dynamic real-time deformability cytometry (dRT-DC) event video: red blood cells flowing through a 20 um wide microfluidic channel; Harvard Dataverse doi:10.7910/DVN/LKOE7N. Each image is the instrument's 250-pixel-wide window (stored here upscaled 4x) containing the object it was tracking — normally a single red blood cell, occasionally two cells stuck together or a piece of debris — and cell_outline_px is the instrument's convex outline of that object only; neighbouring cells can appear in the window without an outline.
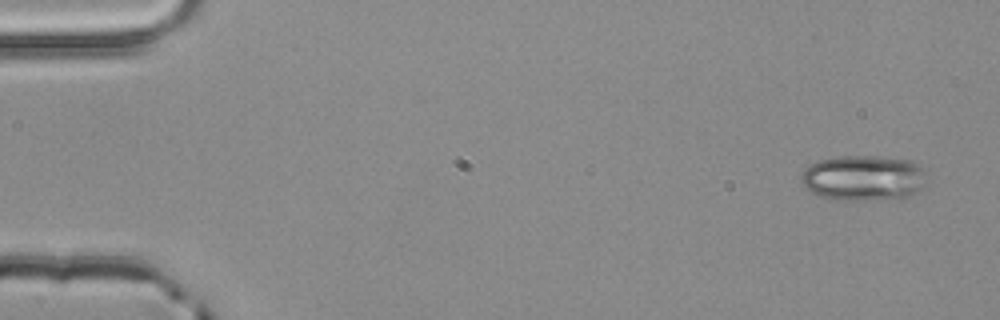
{"species": "common noctule bat (a hibernating species)", "species_latin": "Nyctalus noctula", "temperature_condition": "room temperature", "stored_images_in_passage": 4, "camera_frame_rate_fps": 3000, "um_per_image_px": 0.085, "animal": {"sex": "male", "body_mass_g": 20.4}, "frame": {"image": 1, "passage_image": 1, "time_ms": 0.0, "image_size_px": [1000, 320], "cell_outline_px": [[924, 184], [916, 192], [904, 200], [836, 200], [820, 196], [812, 192], [800, 180], [800, 176], [804, 168], [820, 160], [840, 156], [876, 156], [912, 160], [920, 164], [924, 168]], "centroid_in_image_um": [73.43, 15.14], "position_along_channel_um": 11.6, "area_um2": 33.76}}